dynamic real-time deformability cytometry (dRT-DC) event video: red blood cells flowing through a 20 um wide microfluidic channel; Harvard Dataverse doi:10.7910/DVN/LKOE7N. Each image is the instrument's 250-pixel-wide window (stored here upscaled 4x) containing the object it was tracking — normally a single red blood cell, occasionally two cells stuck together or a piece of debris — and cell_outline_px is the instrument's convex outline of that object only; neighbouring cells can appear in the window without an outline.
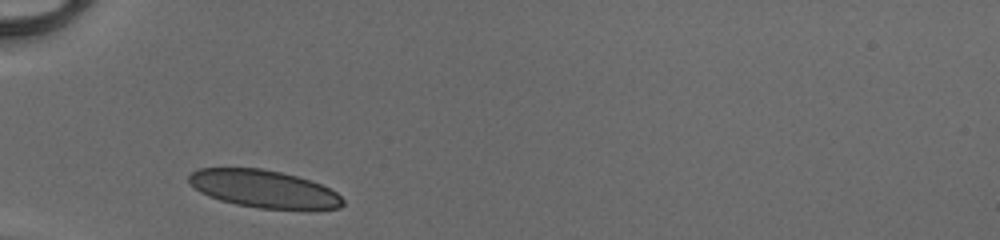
{"species": "human", "species_latin": "Homo sapiens", "temperature_condition": "cold", "stored_images_in_passage": 26, "camera_frame_rate_fps": 3000, "um_per_image_px": 0.085, "donor": {"sex": "male"}, "frame": {"image": 1, "passage_image": 1, "time_ms": 0.0, "image_size_px": [1000, 240], "cell_outline_px": [[344, 204], [340, 208], [260, 208], [236, 204], [220, 200], [208, 196], [200, 192], [188, 180], [188, 176], [192, 172], [200, 168], [260, 168], [280, 172], [312, 180], [336, 192], [344, 200]], "centroid_in_image_um": [22.4, 16.04], "position_along_channel_um": 62.6, "area_um2": 33.23}}
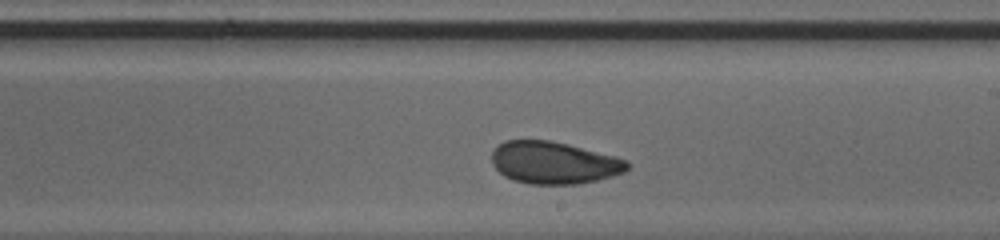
{"frame": {"image": 2, "passage_image": 15, "time_ms": 4.667, "image_size_px": [1000, 240], "cell_outline_px": [[628, 168], [624, 172], [612, 176], [580, 184], [528, 184], [512, 180], [504, 176], [492, 164], [492, 152], [504, 140], [548, 140], [568, 144], [616, 156], [628, 160]], "centroid_in_image_um": [47.08, 13.83], "position_along_channel_um": 241.9, "area_um2": 33.41}}
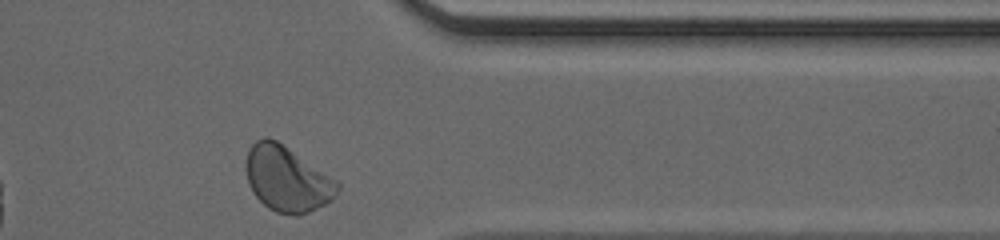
{"frame": {"image": 3, "passage_image": 26, "time_ms": 8.333, "image_size_px": [1000, 240], "cell_outline_px": [[340, 188], [332, 200], [308, 212], [296, 216], [276, 212], [268, 208], [252, 192], [248, 184], [244, 168], [244, 164], [248, 152], [252, 144], [256, 140], [264, 136], [268, 136], [276, 140], [336, 180], [340, 184]], "centroid_in_image_um": [24.36, 15.21], "position_along_channel_um": 387.0, "area_um2": 34.74}, "authors_computed_cell_mechanics": {"area_um2": 33.8708, "velocity_mm_per_s": 4.0806, "shape_relaxation_time_tau1_ms": 3.6984, "shape_relaxation_time_tau2_ms": 0.6708, "deformation_change_tau1": 0.1239, "deformation_change_tau2": 0.041}}